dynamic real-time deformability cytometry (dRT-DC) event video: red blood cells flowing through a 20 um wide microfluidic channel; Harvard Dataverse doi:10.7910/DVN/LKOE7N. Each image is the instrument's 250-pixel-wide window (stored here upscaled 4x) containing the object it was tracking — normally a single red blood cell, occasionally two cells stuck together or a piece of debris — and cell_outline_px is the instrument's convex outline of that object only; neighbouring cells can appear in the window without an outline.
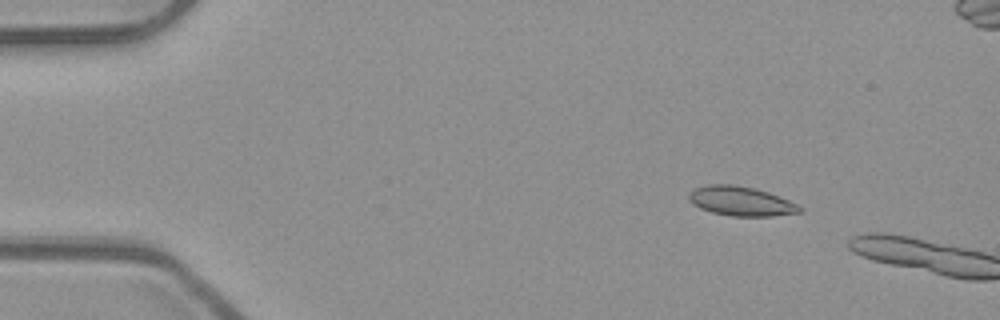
{"species": "common noctule bat (a hibernating species)", "species_latin": "Nyctalus noctula", "temperature_condition": "room temperature", "stored_images_in_passage": 4, "camera_frame_rate_fps": 3000, "um_per_image_px": 0.085, "animal": {"sex": "male", "body_mass_g": 23.1, "forearm_length_mm": 52.7}, "frame": {"image": 1, "passage_image": 1, "time_ms": 0.0, "image_size_px": [1000, 320], "cell_outline_px": [[804, 208], [800, 212], [772, 216], [732, 216], [712, 212], [700, 208], [692, 204], [688, 200], [688, 192], [696, 188], [708, 184], [732, 184], [756, 188], [780, 196]], "centroid_in_image_um": [62.96, 17.09], "position_along_channel_um": 22.0, "area_um2": 19.07}}